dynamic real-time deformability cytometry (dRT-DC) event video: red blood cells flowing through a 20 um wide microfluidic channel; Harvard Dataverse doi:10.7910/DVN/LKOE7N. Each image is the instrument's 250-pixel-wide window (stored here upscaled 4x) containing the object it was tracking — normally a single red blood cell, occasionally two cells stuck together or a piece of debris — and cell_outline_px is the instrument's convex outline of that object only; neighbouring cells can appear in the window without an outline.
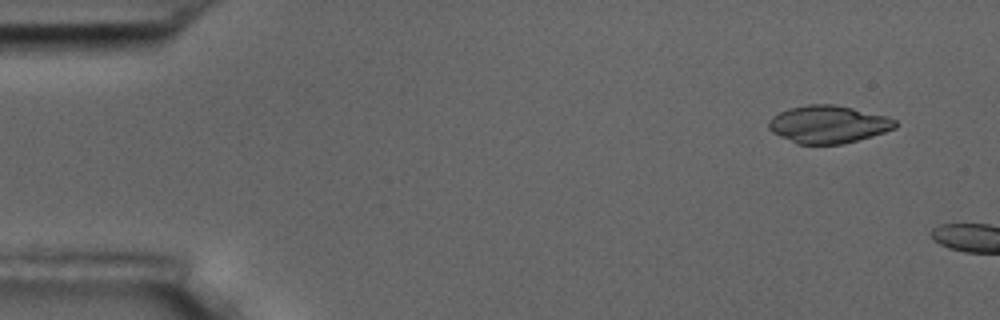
{"species": "common noctule bat (a hibernating species)", "species_latin": "Nyctalus noctula", "temperature_condition": "room temperature", "stored_images_in_passage": 7, "camera_frame_rate_fps": 3000, "um_per_image_px": 0.085, "animal": {"sex": "male", "body_mass_g": 17.5, "forearm_length_mm": 52.3}, "frame": {"image": 1, "passage_image": 4, "time_ms": 1.0, "image_size_px": [1000, 320], "cell_outline_px": [[896, 128], [872, 136], [840, 144], [796, 144], [772, 132], [768, 128], [768, 120], [772, 116], [788, 108], [808, 104], [832, 104], [852, 108], [888, 116], [896, 120]], "centroid_in_image_um": [70.38, 10.56], "position_along_channel_um": 14.6, "area_um2": 27.74}}